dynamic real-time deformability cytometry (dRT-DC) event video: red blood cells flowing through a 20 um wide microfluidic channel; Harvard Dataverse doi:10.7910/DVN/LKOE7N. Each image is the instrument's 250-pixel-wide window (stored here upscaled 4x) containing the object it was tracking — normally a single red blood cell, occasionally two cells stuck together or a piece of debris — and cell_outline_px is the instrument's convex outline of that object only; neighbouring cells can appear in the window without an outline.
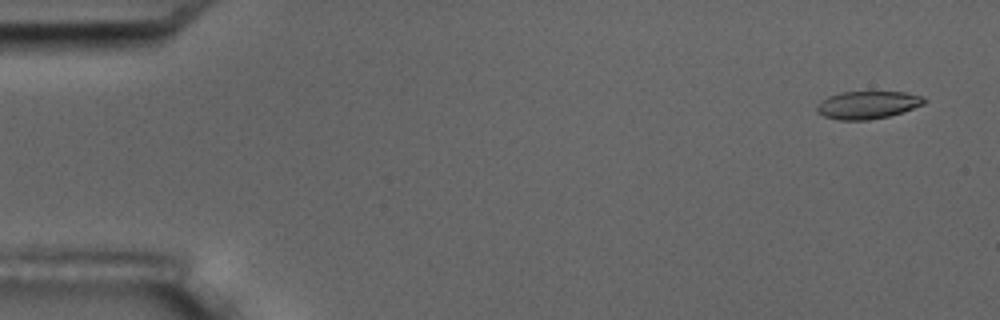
{"species": "common noctule bat (a hibernating species)", "species_latin": "Nyctalus noctula", "temperature_condition": "room temperature", "stored_images_in_passage": 5, "camera_frame_rate_fps": 3000, "um_per_image_px": 0.085, "animal": {"sex": "male", "body_mass_g": 17.5, "forearm_length_mm": 52.3}, "frame": {"image": 1, "passage_image": 1, "time_ms": 0.0, "image_size_px": [1000, 320], "cell_outline_px": [[928, 100], [924, 104], [888, 116], [868, 120], [840, 120], [824, 116], [816, 112], [816, 104], [820, 100], [828, 96], [840, 92], [904, 92], [924, 96]], "centroid_in_image_um": [73.71, 8.91], "position_along_channel_um": 11.3, "area_um2": 17.4}}
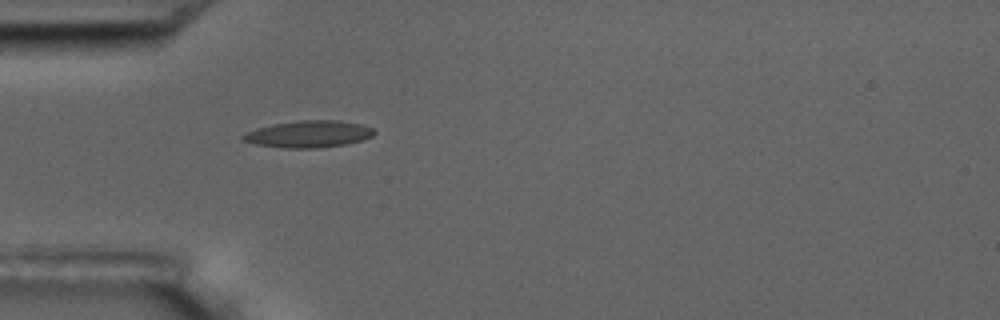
{"frame": {"image": 2, "passage_image": 5, "time_ms": 4.667, "image_size_px": [1000, 320], "cell_outline_px": [[376, 132], [372, 136], [360, 140], [344, 144], [320, 148], [280, 148], [256, 144], [244, 140], [240, 136], [256, 128], [272, 124], [300, 120], [336, 120], [360, 124], [372, 128]], "centroid_in_image_um": [26.21, 11.39], "position_along_channel_um": 58.8, "area_um2": 20.4}}